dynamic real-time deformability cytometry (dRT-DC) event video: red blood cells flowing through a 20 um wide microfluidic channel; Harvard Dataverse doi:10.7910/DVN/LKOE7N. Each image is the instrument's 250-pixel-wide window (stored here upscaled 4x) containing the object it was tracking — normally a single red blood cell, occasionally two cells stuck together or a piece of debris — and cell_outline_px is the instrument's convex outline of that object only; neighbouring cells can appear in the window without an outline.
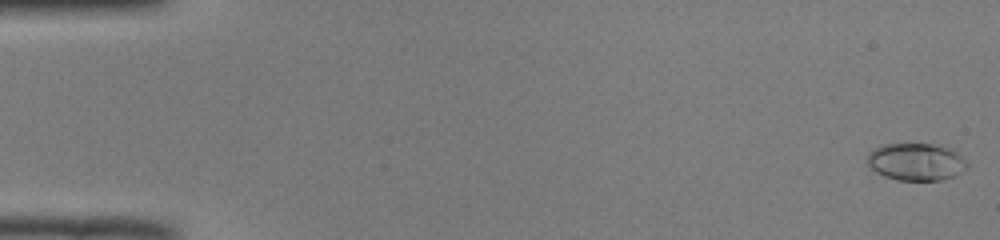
{"species": "common noctule bat (a hibernating species)", "species_latin": "Nyctalus noctula", "temperature_condition": "room temperature", "stored_images_in_passage": 52, "camera_frame_rate_fps": 3000, "um_per_image_px": 0.085, "animal": {"sex": "male", "body_mass_g": 19.0, "forearm_length_mm": 50.8}, "frame": {"image": 1, "passage_image": 1, "time_ms": 0.0, "image_size_px": [1000, 240], "cell_outline_px": [[968, 168], [956, 176], [944, 180], [896, 180], [884, 176], [876, 172], [868, 164], [868, 152], [880, 144], [932, 144], [948, 148], [956, 152], [968, 164]], "centroid_in_image_um": [77.86, 13.76], "position_along_channel_um": 7.1, "area_um2": 21.79}}
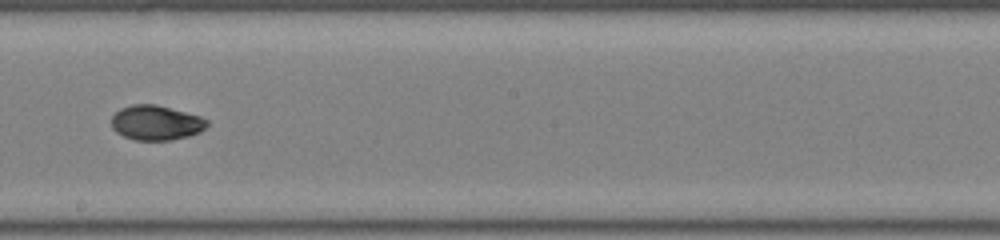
{"frame": {"image": 2, "passage_image": 30, "time_ms": 9.667, "image_size_px": [1000, 240], "cell_outline_px": [[208, 124], [200, 132], [188, 136], [168, 140], [136, 140], [124, 136], [116, 132], [112, 128], [112, 116], [120, 108], [132, 104], [156, 104], [200, 116], [208, 120]], "centroid_in_image_um": [13.25, 10.42], "position_along_channel_um": 234.9, "area_um2": 19.31}}
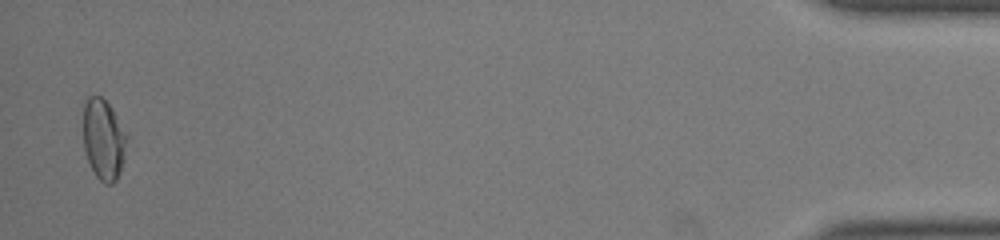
{"frame": {"image": 3, "passage_image": 51, "time_ms": 16.667, "image_size_px": [1000, 240], "cell_outline_px": [[128, 136], [124, 160], [120, 172], [116, 180], [112, 184], [104, 184], [96, 176], [88, 160], [84, 148], [84, 104], [88, 96], [100, 96], [112, 108]], "centroid_in_image_um": [8.82, 11.87], "position_along_channel_um": 426.4, "area_um2": 20.46}, "authors_computed_cell_mechanics": {"area_um2": 19.5653, "velocity_mm_per_s": 3.9654, "shape_relaxation_time_tau1_ms": 4.0812, "shape_relaxation_time_tau2_ms": 4.1481, "deformation_change_tau1": 0.1648, "deformation_change_tau2": 0.0443}}